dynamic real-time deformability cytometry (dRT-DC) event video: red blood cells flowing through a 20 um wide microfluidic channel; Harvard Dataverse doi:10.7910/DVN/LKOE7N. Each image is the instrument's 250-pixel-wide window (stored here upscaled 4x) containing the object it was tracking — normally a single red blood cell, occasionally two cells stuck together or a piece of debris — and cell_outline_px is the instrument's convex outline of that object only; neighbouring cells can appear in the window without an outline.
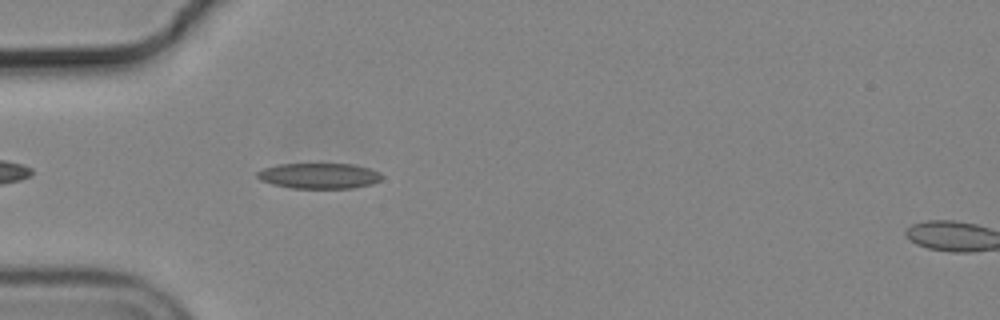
{"species": "common noctule bat (a hibernating species)", "species_latin": "Nyctalus noctula", "temperature_condition": "cold", "stored_images_in_passage": 11, "camera_frame_rate_fps": 3000, "um_per_image_px": 0.085, "animal": {"sex": "male", "body_mass_g": 19.2, "forearm_length_mm": 51.8}, "frame": {"image": 1, "passage_image": 4, "time_ms": 1.0, "image_size_px": [1000, 320], "cell_outline_px": [[384, 176], [380, 180], [372, 184], [352, 188], [292, 188], [272, 184], [260, 180], [256, 176], [256, 172], [264, 168], [280, 164], [352, 164], [368, 168], [380, 172]], "centroid_in_image_um": [27.13, 14.95], "position_along_channel_um": 57.9, "area_um2": 18.55}}
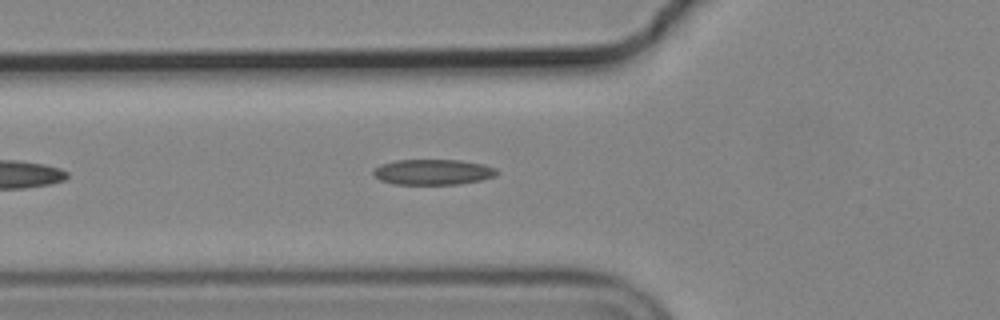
{"frame": {"image": 2, "passage_image": 7, "time_ms": 2.0, "image_size_px": [1000, 320], "cell_outline_px": [[500, 172], [492, 176], [480, 180], [460, 184], [392, 184], [380, 180], [372, 172], [380, 164], [396, 160], [460, 160], [484, 164], [496, 168]], "centroid_in_image_um": [36.8, 14.62], "position_along_channel_um": 89.0, "area_um2": 18.32}}
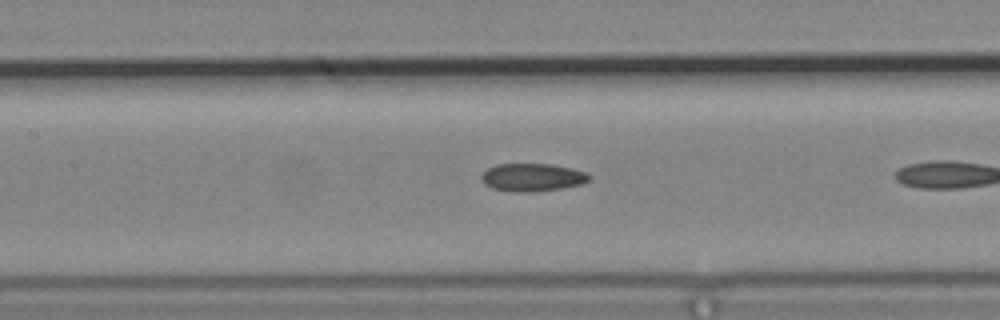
{"frame": {"image": 3, "passage_image": 10, "time_ms": 3.0, "image_size_px": [1000, 320], "cell_outline_px": [[592, 176], [588, 180], [580, 184], [560, 188], [532, 192], [512, 192], [492, 188], [484, 184], [480, 180], [480, 176], [488, 168], [496, 164], [552, 164], [572, 168], [584, 172]], "centroid_in_image_um": [45.2, 15.07], "position_along_channel_um": 162.2, "area_um2": 17.51}}